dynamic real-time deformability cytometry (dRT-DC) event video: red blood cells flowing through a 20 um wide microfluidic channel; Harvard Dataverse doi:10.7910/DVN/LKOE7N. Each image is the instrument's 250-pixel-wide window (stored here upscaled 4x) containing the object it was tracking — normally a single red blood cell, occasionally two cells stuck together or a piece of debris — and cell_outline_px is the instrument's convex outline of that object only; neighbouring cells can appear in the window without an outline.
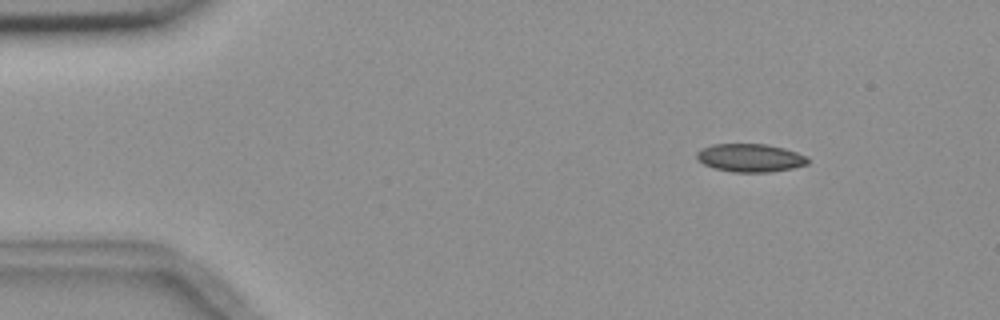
{"species": "common noctule bat (a hibernating species)", "species_latin": "Nyctalus noctula", "temperature_condition": "room temperature", "stored_images_in_passage": 9, "camera_frame_rate_fps": 3000, "um_per_image_px": 0.085, "animal": {"sex": "female", "body_mass_g": 18.4}, "frame": {"image": 1, "passage_image": 2, "time_ms": 1.0, "image_size_px": [1000, 320], "cell_outline_px": [[808, 164], [792, 168], [768, 172], [732, 172], [716, 168], [704, 164], [696, 156], [696, 152], [700, 148], [712, 144], [768, 144], [784, 148], [808, 156]], "centroid_in_image_um": [63.77, 13.4], "position_along_channel_um": 21.2, "area_um2": 18.21}}
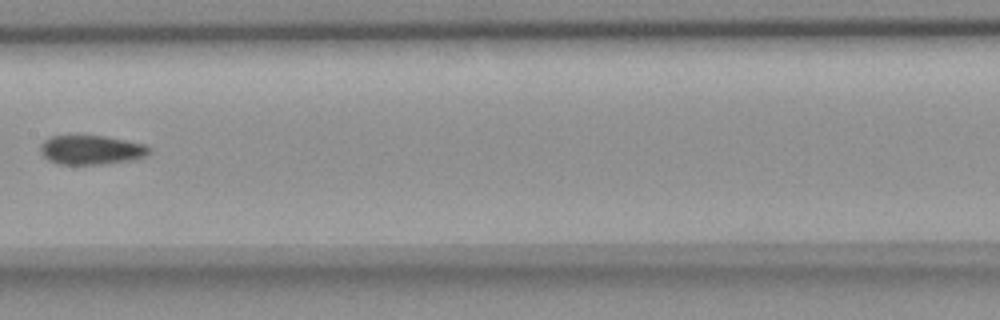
{"frame": {"image": 2, "passage_image": 8, "time_ms": 8.0, "image_size_px": [1000, 320], "cell_outline_px": [[152, 152], [148, 156], [136, 160], [104, 164], [56, 164], [48, 160], [40, 152], [40, 144], [44, 140], [52, 136], [104, 136], [144, 144], [152, 148]], "centroid_in_image_um": [7.8, 12.76], "position_along_channel_um": 199.6, "area_um2": 18.79}}
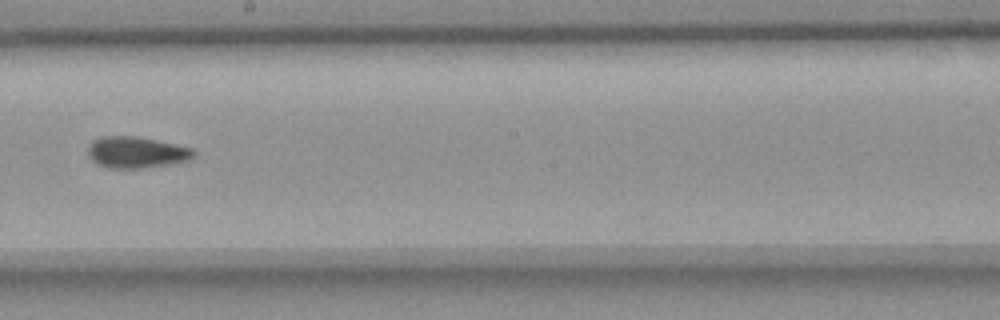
{"frame": {"image": 3, "passage_image": 9, "time_ms": 9.0, "image_size_px": [1000, 320], "cell_outline_px": [[196, 156], [188, 160], [168, 164], [140, 168], [108, 168], [96, 164], [88, 156], [88, 144], [92, 140], [104, 136], [136, 136], [156, 140], [192, 148], [196, 152]], "centroid_in_image_um": [11.56, 12.94], "position_along_channel_um": 236.6, "area_um2": 19.36}}